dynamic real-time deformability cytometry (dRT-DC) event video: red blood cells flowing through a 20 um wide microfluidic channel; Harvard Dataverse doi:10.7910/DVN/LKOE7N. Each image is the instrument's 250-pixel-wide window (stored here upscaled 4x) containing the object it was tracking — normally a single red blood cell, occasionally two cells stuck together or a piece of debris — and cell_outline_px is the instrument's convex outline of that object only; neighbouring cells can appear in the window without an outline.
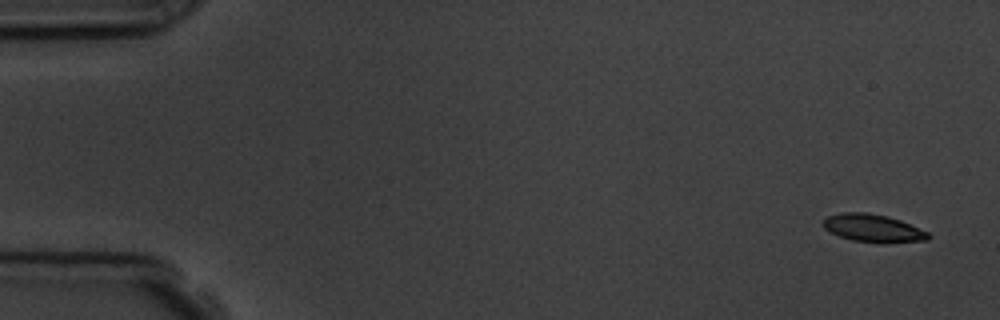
{"species": "common noctule bat (a hibernating species)", "species_latin": "Nyctalus noctula", "temperature_condition": "room temperature", "stored_images_in_passage": 5, "camera_frame_rate_fps": 3000, "um_per_image_px": 0.085, "animal": {"sex": "male", "body_mass_g": 19.5, "forearm_length_mm": 54.6}, "frame": {"image": 1, "passage_image": 1, "time_ms": 0.0, "image_size_px": [1000, 320], "cell_outline_px": [[932, 236], [928, 240], [880, 244], [852, 240], [840, 236], [824, 228], [820, 224], [820, 220], [828, 216], [844, 212], [868, 212], [888, 216], [900, 220], [928, 232]], "centroid_in_image_um": [74.2, 19.4], "position_along_channel_um": 10.8, "area_um2": 17.34}}
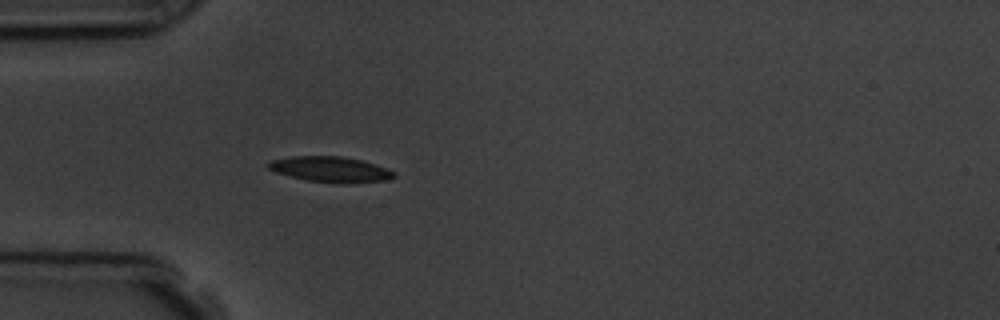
{"frame": {"image": 2, "passage_image": 5, "time_ms": 4.667, "image_size_px": [1000, 320], "cell_outline_px": [[396, 176], [384, 180], [344, 184], [340, 184], [304, 180], [288, 176], [276, 172], [268, 168], [268, 164], [272, 160], [292, 156], [340, 156], [360, 160], [376, 164], [388, 168], [396, 172]], "centroid_in_image_um": [28.11, 14.4], "position_along_channel_um": 56.9, "area_um2": 18.79}}